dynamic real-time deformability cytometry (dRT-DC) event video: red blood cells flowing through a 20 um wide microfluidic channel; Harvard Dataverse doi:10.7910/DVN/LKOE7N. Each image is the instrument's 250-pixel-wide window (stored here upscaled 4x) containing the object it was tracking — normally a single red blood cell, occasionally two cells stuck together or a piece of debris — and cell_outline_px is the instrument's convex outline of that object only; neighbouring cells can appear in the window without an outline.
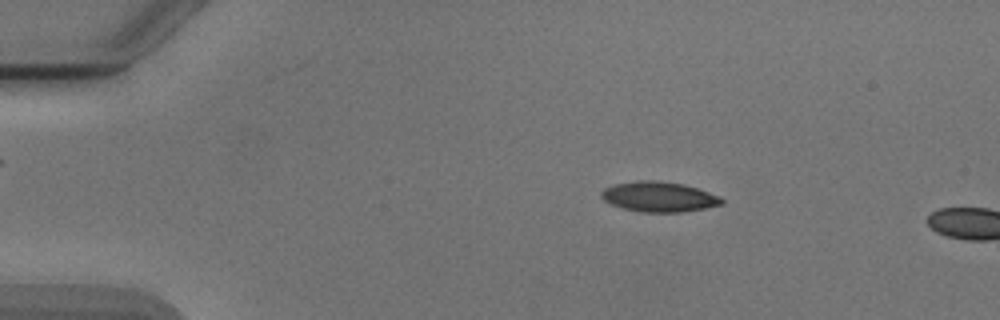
{"species": "Egyptian fruit bat (a non-hibernating species)", "species_latin": "Rousettus aegyptiacus", "temperature_condition": "cold", "stored_images_in_passage": 3, "camera_frame_rate_fps": 3000, "um_per_image_px": 0.085, "animal": {"sex": "male"}, "frame": {"image": 1, "passage_image": 2, "time_ms": 1.333, "image_size_px": [1000, 320], "cell_outline_px": [[724, 204], [704, 208], [680, 212], [644, 212], [624, 208], [612, 204], [604, 200], [600, 196], [600, 192], [604, 188], [616, 184], [636, 180], [656, 180], [684, 184], [720, 196], [724, 200]], "centroid_in_image_um": [56.01, 16.71], "position_along_channel_um": 29.0, "area_um2": 21.04}}